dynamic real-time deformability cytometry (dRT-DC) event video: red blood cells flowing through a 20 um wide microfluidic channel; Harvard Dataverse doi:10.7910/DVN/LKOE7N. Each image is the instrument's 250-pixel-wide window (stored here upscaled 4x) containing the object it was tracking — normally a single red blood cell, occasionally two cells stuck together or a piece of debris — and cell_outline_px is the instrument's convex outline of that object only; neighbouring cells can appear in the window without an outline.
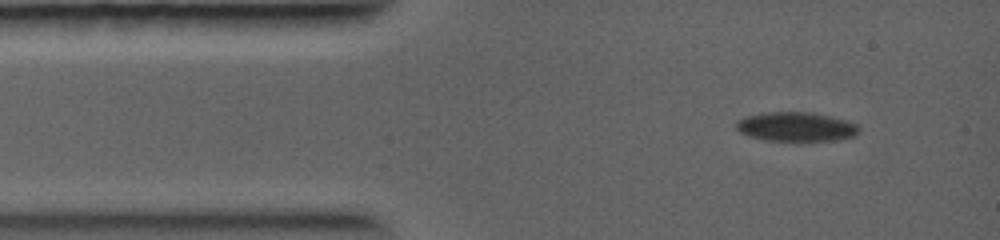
{"species": "common noctule bat (a hibernating species)", "species_latin": "Nyctalus noctula", "temperature_condition": "warm", "stored_images_in_passage": 31, "camera_frame_rate_fps": 5000, "um_per_image_px": 0.085, "animal": {"sex": "female", "body_mass_g": 19.0, "forearm_length_mm": 56.7}, "frame": {"image": 1, "passage_image": 1, "time_ms": 0.0, "image_size_px": [1000, 240], "cell_outline_px": [[860, 128], [856, 136], [836, 140], [764, 140], [748, 136], [740, 132], [736, 128], [736, 120], [744, 116], [764, 112], [812, 112], [832, 116], [856, 124]], "centroid_in_image_um": [67.64, 10.76], "position_along_channel_um": 17.4, "area_um2": 20.98}}
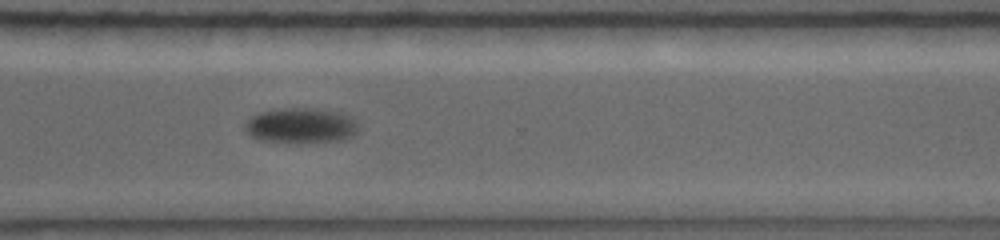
{"frame": {"image": 2, "passage_image": 20, "time_ms": 8.4, "image_size_px": [1000, 240], "cell_outline_px": [[356, 132], [352, 136], [340, 140], [296, 144], [260, 140], [252, 136], [244, 128], [244, 124], [252, 116], [260, 112], [276, 108], [312, 108], [340, 112], [352, 116], [356, 120]], "centroid_in_image_um": [25.56, 10.68], "position_along_channel_um": 345.0, "area_um2": 23.64}}
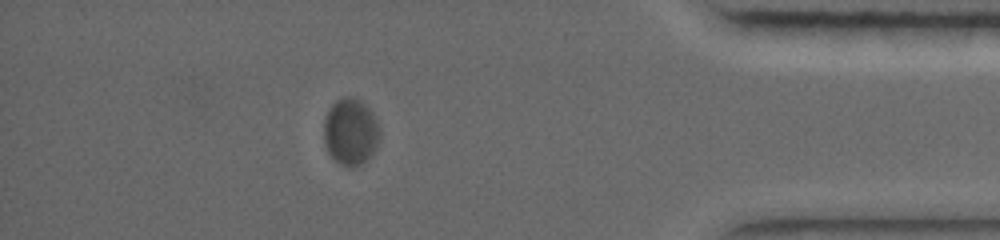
{"frame": {"image": 3, "passage_image": 24, "time_ms": 10.6, "image_size_px": [1000, 240], "cell_outline_px": [[380, 140], [376, 148], [368, 160], [352, 168], [348, 168], [340, 164], [328, 152], [324, 144], [324, 116], [328, 108], [336, 100], [344, 96], [352, 96], [360, 100], [372, 112], [380, 128]], "centroid_in_image_um": [29.8, 11.2], "position_along_channel_um": 405.4, "area_um2": 22.2}}